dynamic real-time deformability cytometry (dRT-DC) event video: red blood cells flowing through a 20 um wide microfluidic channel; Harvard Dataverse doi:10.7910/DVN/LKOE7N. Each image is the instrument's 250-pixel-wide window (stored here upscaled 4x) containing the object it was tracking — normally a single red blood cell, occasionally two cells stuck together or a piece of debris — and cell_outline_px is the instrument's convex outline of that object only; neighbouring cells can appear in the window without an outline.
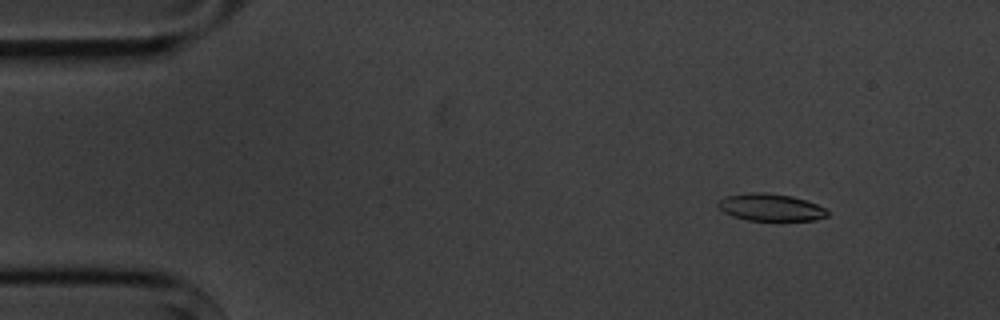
{"species": "common noctule bat (a hibernating species)", "species_latin": "Nyctalus noctula", "temperature_condition": "cold", "stored_images_in_passage": 10, "camera_frame_rate_fps": 3000, "um_per_image_px": 0.085, "animal": {"sex": "male", "body_mass_g": 20.1, "forearm_length_mm": 53.5}, "frame": {"image": 1, "passage_image": 2, "time_ms": 1.333, "image_size_px": [1000, 320], "cell_outline_px": [[828, 216], [816, 220], [748, 220], [732, 216], [724, 212], [716, 204], [724, 196], [748, 192], [764, 192], [792, 196], [816, 204], [824, 208], [828, 212]], "centroid_in_image_um": [65.47, 17.61], "position_along_channel_um": 19.5, "area_um2": 17.28}}
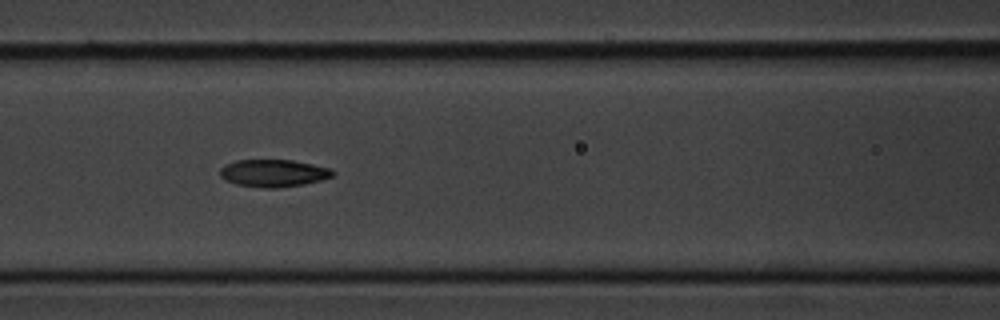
{"frame": {"image": 2, "passage_image": 7, "time_ms": 7.0, "image_size_px": [1000, 320], "cell_outline_px": [[336, 172], [332, 176], [320, 180], [304, 184], [276, 188], [264, 188], [236, 184], [224, 180], [220, 176], [220, 168], [224, 164], [236, 160], [292, 160], [332, 168]], "centroid_in_image_um": [23.23, 14.71], "position_along_channel_um": 143.4, "area_um2": 18.09}}
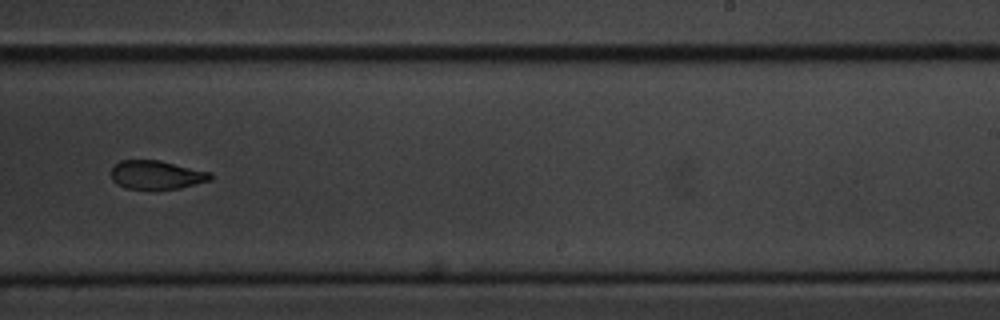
{"frame": {"image": 3, "passage_image": 10, "time_ms": 10.667, "image_size_px": [1000, 320], "cell_outline_px": [[212, 180], [180, 188], [156, 192], [124, 188], [116, 184], [112, 180], [112, 168], [120, 160], [160, 160], [212, 172]], "centroid_in_image_um": [13.32, 14.91], "position_along_channel_um": 275.7, "area_um2": 17.34}}